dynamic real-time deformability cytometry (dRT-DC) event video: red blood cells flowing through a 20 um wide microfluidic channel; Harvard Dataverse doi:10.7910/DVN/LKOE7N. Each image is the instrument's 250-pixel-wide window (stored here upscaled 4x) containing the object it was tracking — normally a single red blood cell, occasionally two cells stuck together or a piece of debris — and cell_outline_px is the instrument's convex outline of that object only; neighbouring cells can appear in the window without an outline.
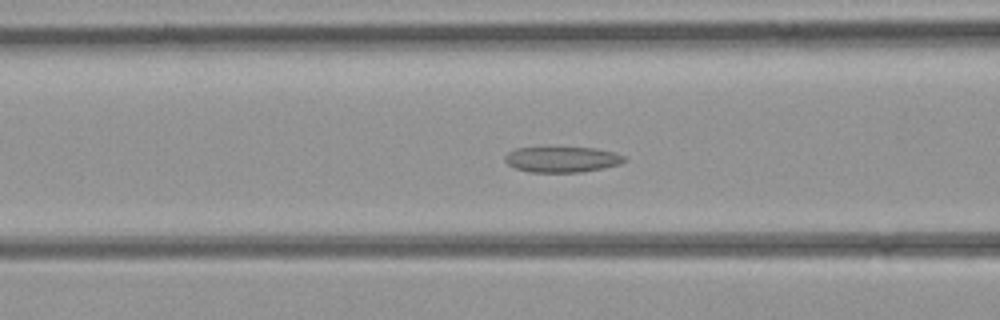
{"species": "common noctule bat (a hibernating species)", "species_latin": "Nyctalus noctula", "temperature_condition": "room temperature", "stored_images_in_passage": 42, "camera_frame_rate_fps": 3000, "um_per_image_px": 0.085, "animal": {"sex": "female", "body_mass_g": 21.9}, "frame": {"image": 1, "passage_image": 15, "time_ms": 4.667, "image_size_px": [1000, 320], "cell_outline_px": [[628, 160], [620, 164], [580, 172], [528, 172], [516, 168], [508, 164], [504, 160], [504, 156], [508, 152], [516, 148], [596, 148], [616, 152], [624, 156]], "centroid_in_image_um": [47.78, 13.55], "position_along_channel_um": 118.8, "area_um2": 17.74}}
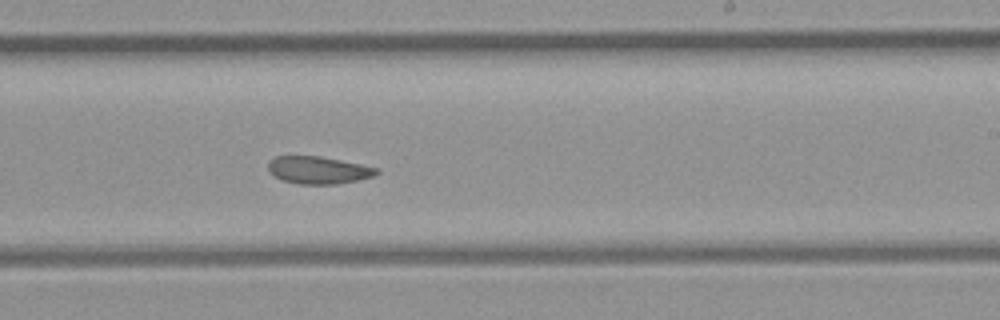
{"frame": {"image": 2, "passage_image": 24, "time_ms": 7.667, "image_size_px": [1000, 320], "cell_outline_px": [[380, 172], [372, 176], [356, 180], [336, 184], [300, 184], [284, 180], [276, 176], [268, 168], [268, 160], [276, 156], [320, 156], [360, 164], [376, 168]], "centroid_in_image_um": [27.04, 14.45], "position_along_channel_um": 262.0, "area_um2": 16.99}}
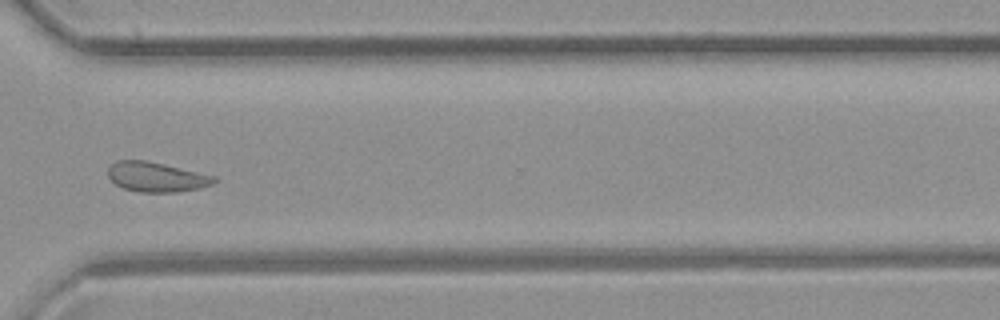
{"frame": {"image": 3, "passage_image": 30, "time_ms": 9.667, "image_size_px": [1000, 320], "cell_outline_px": [[216, 180], [212, 184], [200, 188], [176, 192], [140, 192], [124, 188], [116, 184], [108, 176], [108, 168], [116, 160], [144, 160], [164, 164], [216, 176]], "centroid_in_image_um": [13.29, 15.04], "position_along_channel_um": 357.3, "area_um2": 18.26}}